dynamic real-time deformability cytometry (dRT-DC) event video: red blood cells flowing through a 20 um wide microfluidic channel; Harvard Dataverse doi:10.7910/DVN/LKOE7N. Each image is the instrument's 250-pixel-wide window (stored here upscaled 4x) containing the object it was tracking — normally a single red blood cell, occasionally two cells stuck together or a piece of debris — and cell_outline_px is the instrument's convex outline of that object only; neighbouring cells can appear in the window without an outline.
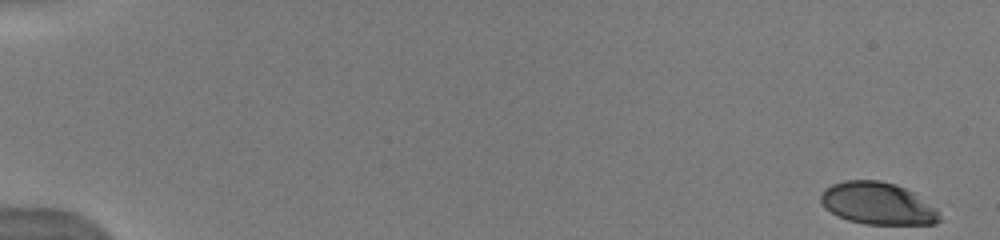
{"species": "human", "species_latin": "Homo sapiens", "temperature_condition": "warm", "stored_images_in_passage": 67, "camera_frame_rate_fps": 3000, "um_per_image_px": 0.085, "donor": {"sex": "male"}, "frame": {"image": 1, "passage_image": 1, "time_ms": 0.0, "image_size_px": [1000, 240], "cell_outline_px": [[940, 220], [936, 224], [864, 224], [848, 220], [824, 208], [820, 200], [820, 196], [824, 188], [832, 184], [844, 180], [880, 180], [896, 184], [912, 192], [936, 208], [940, 212]], "centroid_in_image_um": [74.59, 17.29], "position_along_channel_um": 10.4, "area_um2": 29.19}}
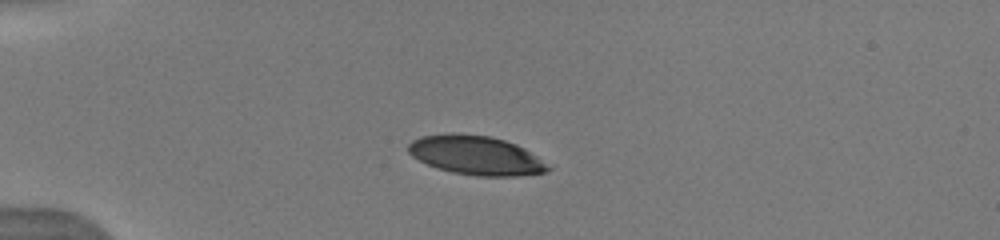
{"frame": {"image": 2, "passage_image": 23, "time_ms": 4.333, "image_size_px": [1000, 240], "cell_outline_px": [[552, 168], [544, 172], [516, 176], [476, 176], [452, 172], [428, 164], [412, 156], [408, 152], [408, 144], [412, 140], [420, 136], [452, 132], [488, 136], [504, 140], [516, 144], [524, 148], [536, 156]], "centroid_in_image_um": [40.43, 13.19], "position_along_channel_um": 44.6, "area_um2": 31.62}}
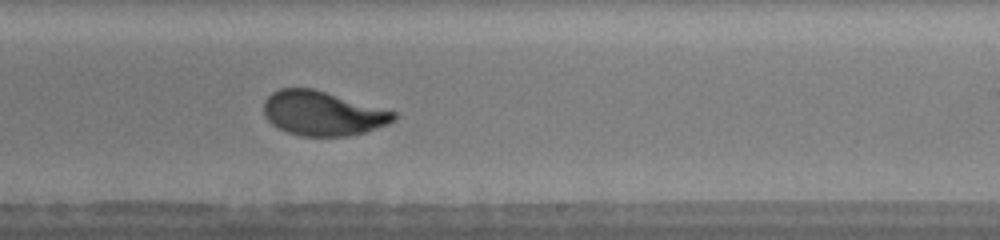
{"frame": {"image": 3, "passage_image": 45, "time_ms": 10.667, "image_size_px": [1000, 240], "cell_outline_px": [[396, 120], [388, 124], [364, 132], [348, 136], [300, 136], [288, 132], [272, 124], [264, 116], [264, 100], [272, 92], [280, 88], [312, 88], [396, 112]], "centroid_in_image_um": [27.41, 9.63], "position_along_channel_um": 261.6, "area_um2": 33.47}, "authors_computed_cell_mechanics": {"area_um2": 33.1772, "velocity_mm_per_s": 4.0248, "shape_relaxation_time_tau1_ms": 3.2907, "shape_relaxation_time_tau2_ms": null, "deformation_change_tau1": 0.1785, "deformation_change_tau2": null}}